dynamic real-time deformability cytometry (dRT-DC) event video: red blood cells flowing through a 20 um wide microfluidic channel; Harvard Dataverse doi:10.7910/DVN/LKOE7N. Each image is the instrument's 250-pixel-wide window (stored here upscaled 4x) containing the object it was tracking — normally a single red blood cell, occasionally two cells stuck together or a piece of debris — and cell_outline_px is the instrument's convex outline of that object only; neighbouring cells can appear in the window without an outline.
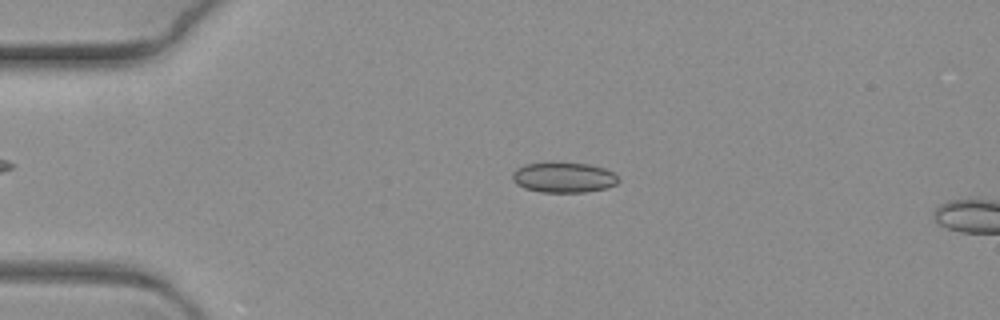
{"species": "common noctule bat (a hibernating species)", "species_latin": "Nyctalus noctula", "temperature_condition": "warm", "stored_images_in_passage": 6, "camera_frame_rate_fps": 3000, "um_per_image_px": 0.085, "animal": {"sex": "female", "body_mass_g": 19.3, "forearm_length_mm": 54.1}, "frame": {"image": 1, "passage_image": 4, "time_ms": 1.0, "image_size_px": [1000, 320], "cell_outline_px": [[620, 180], [616, 184], [608, 188], [584, 192], [540, 192], [524, 188], [516, 184], [512, 180], [512, 172], [516, 168], [524, 164], [588, 164], [604, 168], [612, 172]], "centroid_in_image_um": [47.9, 15.11], "position_along_channel_um": 37.1, "area_um2": 18.44}}